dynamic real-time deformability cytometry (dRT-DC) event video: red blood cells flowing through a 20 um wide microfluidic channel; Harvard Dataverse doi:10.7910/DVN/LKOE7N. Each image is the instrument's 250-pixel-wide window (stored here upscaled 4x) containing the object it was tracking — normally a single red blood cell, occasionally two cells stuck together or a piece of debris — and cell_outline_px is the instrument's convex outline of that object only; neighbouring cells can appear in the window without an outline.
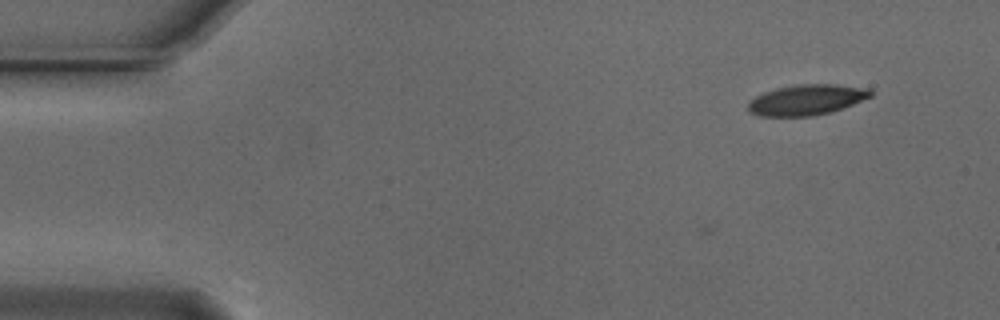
{"species": "Egyptian fruit bat (a non-hibernating species)", "species_latin": "Rousettus aegyptiacus", "temperature_condition": "cold", "stored_images_in_passage": 5, "camera_frame_rate_fps": 3000, "um_per_image_px": 0.085, "animal": {"sex": "male"}, "frame": {"image": 1, "passage_image": 5, "time_ms": 1.333, "image_size_px": [1000, 320], "cell_outline_px": [[872, 96], [832, 112], [812, 116], [760, 116], [748, 112], [748, 100], [764, 92], [776, 88], [796, 84], [836, 84], [872, 88]], "centroid_in_image_um": [68.56, 8.48], "position_along_channel_um": 16.4, "area_um2": 22.02}}